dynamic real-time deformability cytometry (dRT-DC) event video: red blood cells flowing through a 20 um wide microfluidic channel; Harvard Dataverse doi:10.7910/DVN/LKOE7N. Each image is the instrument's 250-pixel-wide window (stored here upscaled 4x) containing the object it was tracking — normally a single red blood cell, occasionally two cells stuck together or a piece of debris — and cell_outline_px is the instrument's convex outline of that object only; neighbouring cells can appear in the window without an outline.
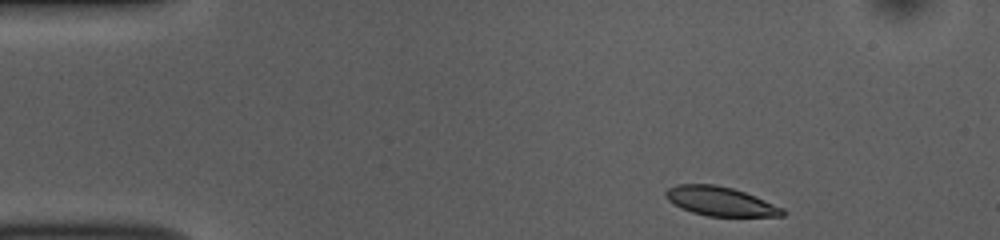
{"species": "common noctule bat (a hibernating species)", "species_latin": "Nyctalus noctula", "temperature_condition": "room temperature", "stored_images_in_passage": 47, "camera_frame_rate_fps": 3000, "um_per_image_px": 0.085, "animal": {"sex": "female", "body_mass_g": 10.0, "forearm_length_mm": 53.1}, "frame": {"image": 1, "passage_image": 1, "time_ms": 0.0, "image_size_px": [1000, 240], "cell_outline_px": [[788, 212], [784, 216], [708, 216], [692, 212], [668, 200], [664, 192], [668, 188], [680, 184], [716, 184], [732, 188], [756, 196], [784, 208]], "centroid_in_image_um": [61.29, 17.11], "position_along_channel_um": 23.7, "area_um2": 19.71}}
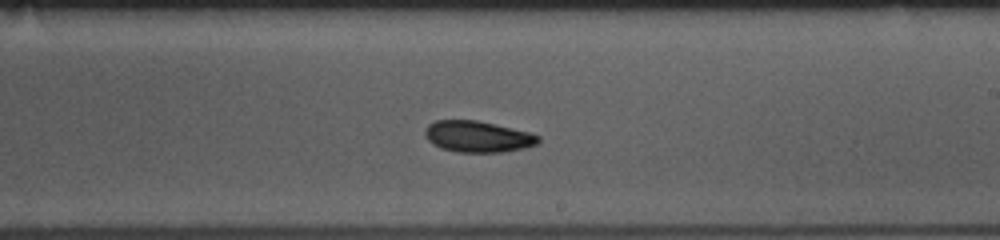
{"frame": {"image": 2, "passage_image": 25, "time_ms": 8.0, "image_size_px": [1000, 240], "cell_outline_px": [[540, 140], [536, 144], [524, 148], [500, 152], [456, 152], [440, 148], [432, 144], [424, 136], [424, 132], [428, 124], [436, 120], [476, 120], [496, 124], [528, 132], [540, 136]], "centroid_in_image_um": [40.57, 11.61], "position_along_channel_um": 248.4, "area_um2": 20.69}}
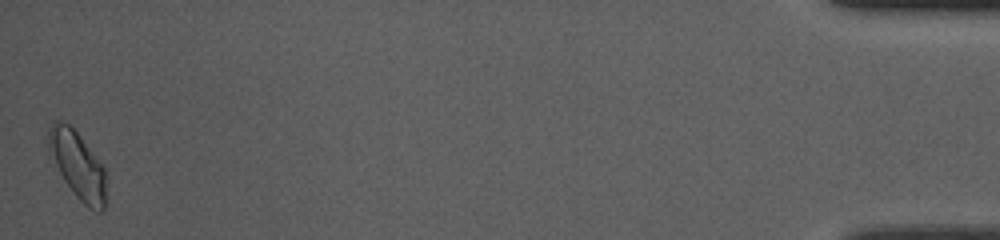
{"frame": {"image": 3, "passage_image": 47, "time_ms": 15.333, "image_size_px": [1000, 240], "cell_outline_px": [[104, 208], [100, 212], [88, 208], [76, 196], [64, 180], [48, 152], [48, 132], [52, 124], [56, 120], [60, 120], [68, 124], [76, 132], [104, 168]], "centroid_in_image_um": [6.55, 14.03], "position_along_channel_um": 428.6, "area_um2": 21.79}, "authors_computed_cell_mechanics": {"area_um2": 20.7502, "velocity_mm_per_s": 3.6984, "shape_relaxation_time_tau1_ms": 3.5714, "shape_relaxation_time_tau2_ms": null, "deformation_change_tau1": 0.0956, "deformation_change_tau2": null}}